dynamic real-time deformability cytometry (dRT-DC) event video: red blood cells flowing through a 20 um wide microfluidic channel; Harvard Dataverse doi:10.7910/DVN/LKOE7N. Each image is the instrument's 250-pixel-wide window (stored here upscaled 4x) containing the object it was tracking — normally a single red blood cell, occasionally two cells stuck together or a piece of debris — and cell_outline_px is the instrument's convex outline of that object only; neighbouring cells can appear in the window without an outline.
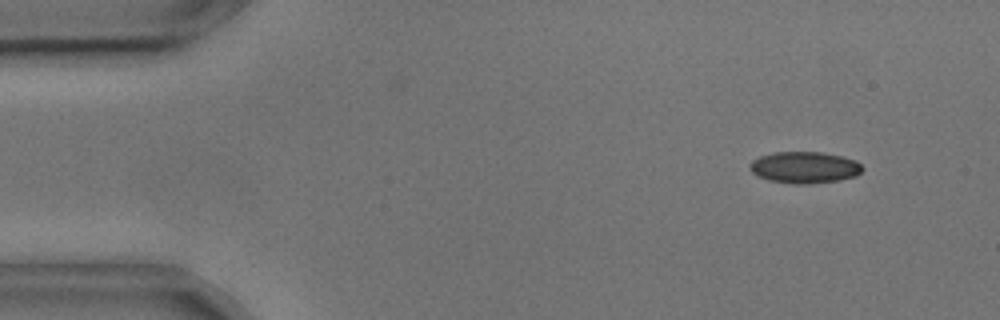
{"species": "common noctule bat (a hibernating species)", "species_latin": "Nyctalus noctula", "temperature_condition": "cold", "stored_images_in_passage": 2, "camera_frame_rate_fps": 3000, "um_per_image_px": 0.085, "animal": {"sex": "male", "body_mass_g": 17.9, "forearm_length_mm": 54.2}, "frame": {"image": 1, "passage_image": 2, "time_ms": 0.333, "image_size_px": [1000, 320], "cell_outline_px": [[864, 168], [856, 176], [840, 180], [808, 184], [792, 184], [768, 180], [756, 176], [748, 168], [748, 164], [752, 160], [760, 156], [772, 152], [820, 152], [840, 156], [856, 160]], "centroid_in_image_um": [68.34, 14.24], "position_along_channel_um": 16.7, "area_um2": 20.92}}